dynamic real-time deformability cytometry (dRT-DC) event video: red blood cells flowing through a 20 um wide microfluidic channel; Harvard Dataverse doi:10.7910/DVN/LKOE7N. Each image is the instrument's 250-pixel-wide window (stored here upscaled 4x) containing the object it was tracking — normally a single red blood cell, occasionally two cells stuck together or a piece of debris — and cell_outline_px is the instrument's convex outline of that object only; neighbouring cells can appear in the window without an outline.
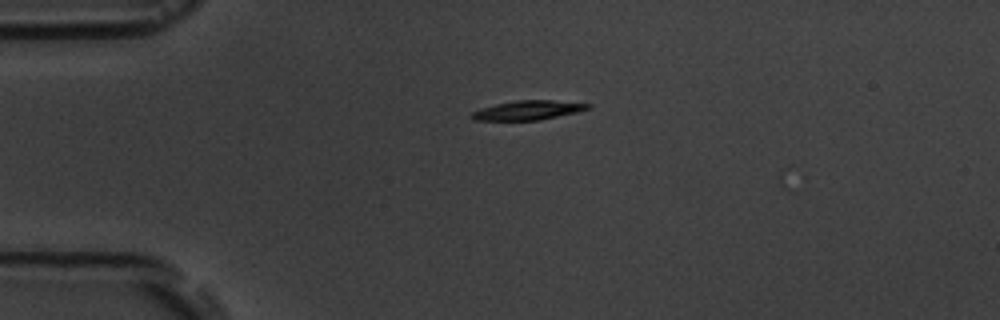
{"species": "common noctule bat (a hibernating species)", "species_latin": "Nyctalus noctula", "temperature_condition": "room temperature", "stored_images_in_passage": 2, "camera_frame_rate_fps": 3000, "um_per_image_px": 0.085, "animal": {"sex": "male", "body_mass_g": 19.5, "forearm_length_mm": 54.6}, "frame": {"image": 1, "passage_image": 1, "time_ms": 0.0, "image_size_px": [1000, 320], "cell_outline_px": [[592, 108], [576, 112], [540, 120], [472, 120], [468, 116], [472, 112], [480, 108], [496, 104], [516, 100], [552, 100], [592, 104]], "centroid_in_image_um": [44.86, 9.37], "position_along_channel_um": 40.1, "area_um2": 13.12}}